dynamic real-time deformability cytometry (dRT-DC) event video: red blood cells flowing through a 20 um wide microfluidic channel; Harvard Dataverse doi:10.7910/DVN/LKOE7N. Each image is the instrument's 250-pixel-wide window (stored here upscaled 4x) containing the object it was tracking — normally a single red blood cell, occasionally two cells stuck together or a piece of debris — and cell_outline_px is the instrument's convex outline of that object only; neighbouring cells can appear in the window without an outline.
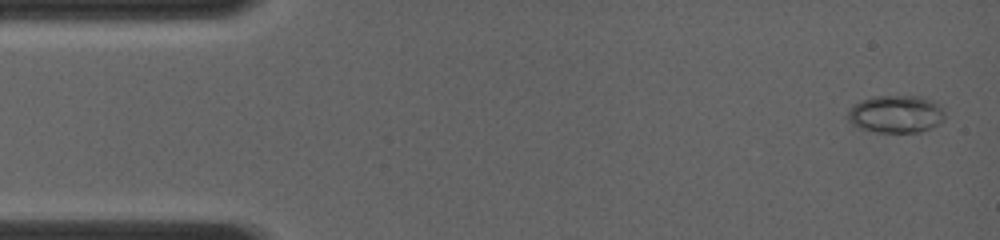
{"species": "common noctule bat (a hibernating species)", "species_latin": "Nyctalus noctula", "temperature_condition": "room temperature", "stored_images_in_passage": 4, "camera_frame_rate_fps": 4000, "um_per_image_px": 0.085, "animal": {"sex": "female", "body_mass_g": 19.0, "forearm_length_mm": 56.7}, "frame": {"image": 1, "passage_image": 1, "time_ms": 0.0, "image_size_px": [1000, 240], "cell_outline_px": [[944, 120], [932, 128], [920, 132], [876, 132], [852, 124], [848, 120], [848, 112], [860, 100], [872, 96], [924, 96], [936, 100], [940, 104], [944, 112]], "centroid_in_image_um": [76.22, 9.68], "position_along_channel_um": 8.8, "area_um2": 21.39}}